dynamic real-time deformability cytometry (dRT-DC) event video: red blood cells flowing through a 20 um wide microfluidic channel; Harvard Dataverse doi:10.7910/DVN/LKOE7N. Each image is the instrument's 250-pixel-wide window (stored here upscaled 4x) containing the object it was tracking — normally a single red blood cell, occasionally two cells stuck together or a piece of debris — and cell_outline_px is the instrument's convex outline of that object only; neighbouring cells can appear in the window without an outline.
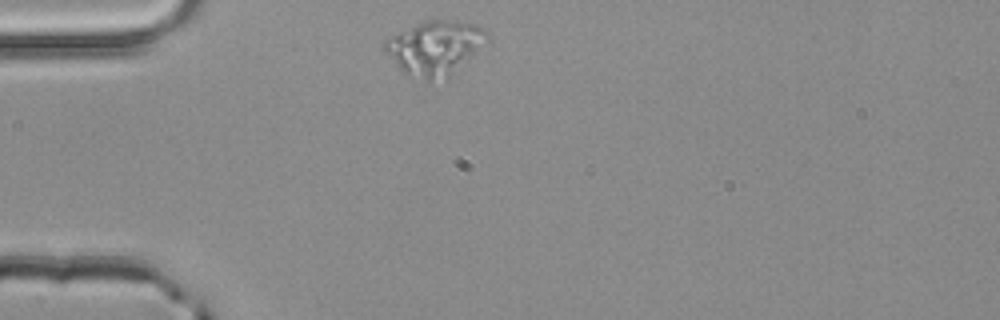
{"species": "common noctule bat (a hibernating species)", "species_latin": "Nyctalus noctula", "temperature_condition": "room temperature", "stored_images_in_passage": 40, "camera_frame_rate_fps": 3000, "um_per_image_px": 0.085, "animal": {"sex": "male", "body_mass_g": 20.4}, "frame": {"image": 1, "passage_image": 1, "time_ms": 0.0, "image_size_px": [1000, 320], "cell_outline_px": [[488, 36], [448, 80], [432, 84], [428, 84], [404, 72], [384, 52], [384, 44], [392, 36], [416, 24], [428, 20], [456, 20], [476, 24], [484, 28], [488, 32]], "centroid_in_image_um": [36.95, 4.11], "position_along_channel_um": 48.1, "area_um2": 32.14}}
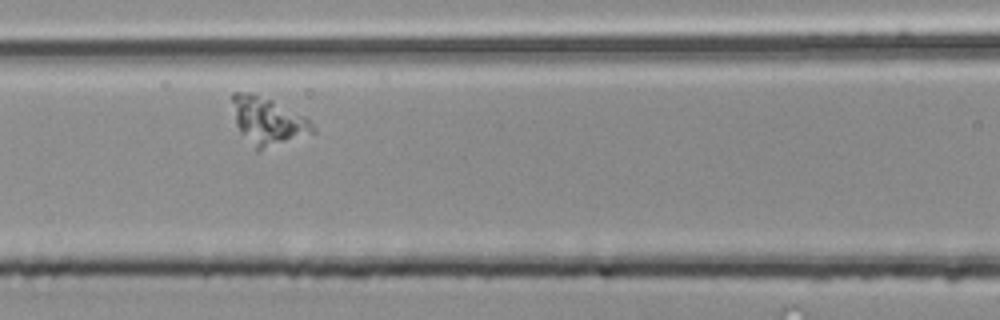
{"frame": {"image": 2, "passage_image": 10, "time_ms": 3.0, "image_size_px": [1000, 320], "cell_outline_px": [[316, 132], [260, 152], [256, 152], [240, 132], [236, 124], [232, 100], [232, 92], [252, 92], [272, 100], [304, 116], [316, 128]], "centroid_in_image_um": [22.76, 10.33], "position_along_channel_um": 143.8, "area_um2": 22.48}}
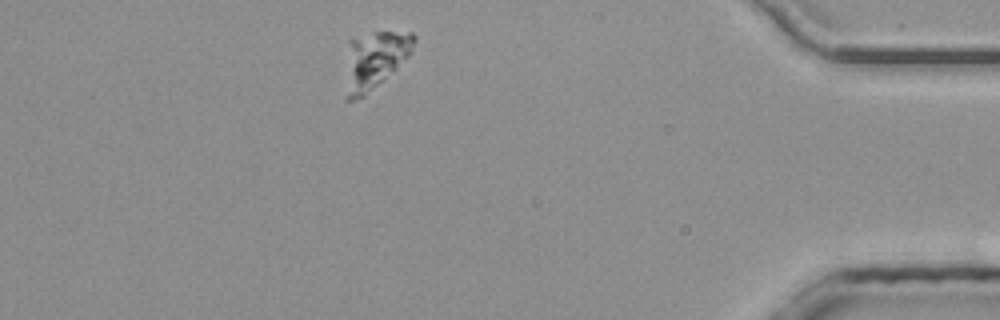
{"frame": {"image": 3, "passage_image": 34, "time_ms": 11.0, "image_size_px": [1000, 320], "cell_outline_px": [[416, 40], [412, 52], [396, 68], [364, 96], [352, 100], [344, 100], [344, 96], [348, 40], [376, 32], [412, 32], [416, 36]], "centroid_in_image_um": [31.83, 5.11], "position_along_channel_um": 403.4, "area_um2": 22.95}}